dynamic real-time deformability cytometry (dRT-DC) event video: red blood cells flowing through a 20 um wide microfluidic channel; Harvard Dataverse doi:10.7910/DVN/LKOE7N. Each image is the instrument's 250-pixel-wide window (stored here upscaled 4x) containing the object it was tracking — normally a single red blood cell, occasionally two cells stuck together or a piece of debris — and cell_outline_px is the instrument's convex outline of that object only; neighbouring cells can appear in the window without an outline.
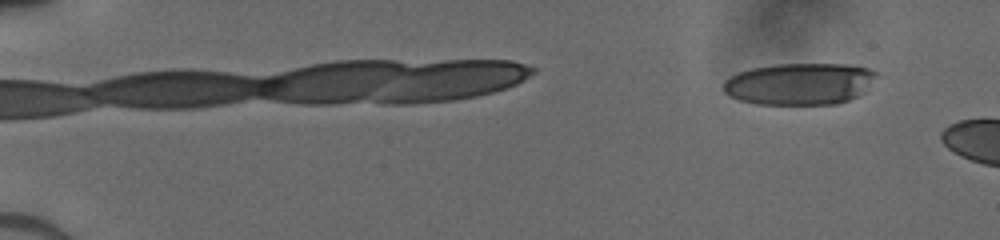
{"species": "human", "species_latin": "Homo sapiens", "temperature_condition": "cold", "stored_images_in_passage": 39, "camera_frame_rate_fps": 3000, "um_per_image_px": 0.085, "donor": {"sex": "male"}, "frame": {"image": 1, "passage_image": 4, "time_ms": 1.0, "image_size_px": [1000, 240], "cell_outline_px": [[880, 72], [864, 92], [848, 100], [836, 104], [756, 104], [740, 100], [724, 92], [724, 80], [740, 72], [752, 68], [776, 64], [848, 64], [868, 68]], "centroid_in_image_um": [68.0, 7.12], "position_along_channel_um": 17.0, "area_um2": 37.22}}
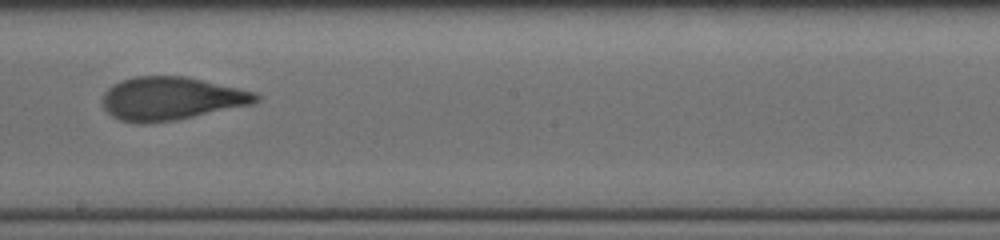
{"frame": {"image": 2, "passage_image": 20, "time_ms": 6.333, "image_size_px": [1000, 240], "cell_outline_px": [[260, 100], [252, 104], [176, 120], [144, 124], [140, 124], [120, 120], [112, 116], [104, 108], [104, 92], [108, 88], [120, 80], [136, 76], [188, 76], [256, 92], [260, 96]], "centroid_in_image_um": [14.56, 8.37], "position_along_channel_um": 233.6, "area_um2": 38.67}}
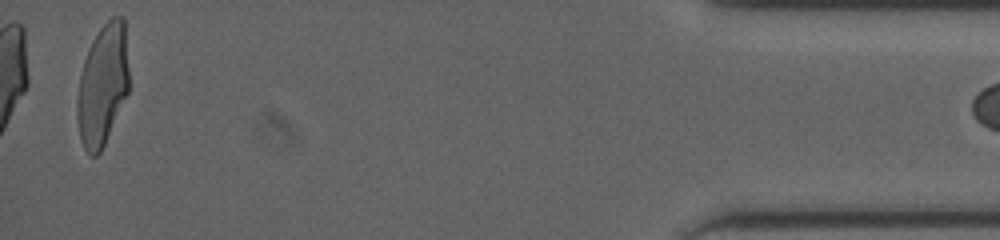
{"frame": {"image": 3, "passage_image": 39, "time_ms": 12.667, "image_size_px": [1000, 240], "cell_outline_px": [[128, 92], [104, 144], [100, 152], [96, 156], [92, 156], [84, 148], [80, 136], [76, 116], [76, 96], [80, 76], [84, 60], [88, 48], [92, 40], [100, 28], [112, 16], [124, 16], [128, 68]], "centroid_in_image_um": [8.71, 7.19], "position_along_channel_um": 426.5, "area_um2": 36.47}}